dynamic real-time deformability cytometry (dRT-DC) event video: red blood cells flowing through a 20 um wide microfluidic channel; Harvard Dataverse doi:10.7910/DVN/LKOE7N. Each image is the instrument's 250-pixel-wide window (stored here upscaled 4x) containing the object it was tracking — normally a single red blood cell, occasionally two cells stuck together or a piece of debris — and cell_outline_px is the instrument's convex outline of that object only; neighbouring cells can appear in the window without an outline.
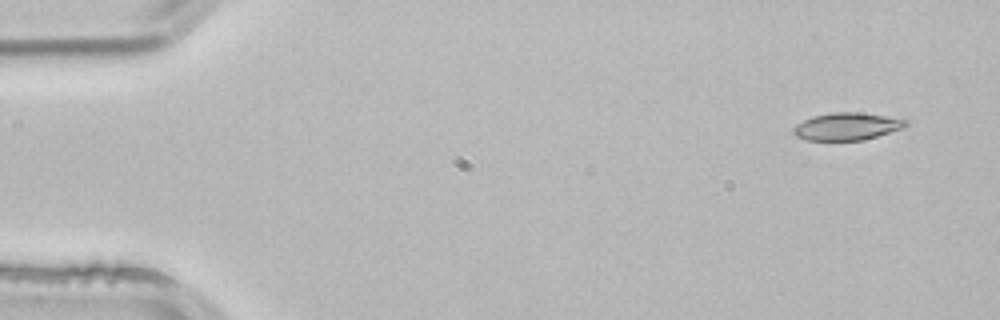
{"species": "common noctule bat (a hibernating species)", "species_latin": "Nyctalus noctula", "temperature_condition": "room temperature", "stored_images_in_passage": 3, "camera_frame_rate_fps": 3000, "um_per_image_px": 0.085, "animal": {"sex": "male", "body_mass_g": 21.5, "forearm_length_mm": 52.0}, "frame": {"image": 1, "passage_image": 1, "time_ms": 0.0, "image_size_px": [1000, 320], "cell_outline_px": [[908, 124], [904, 128], [864, 140], [808, 140], [796, 136], [792, 132], [792, 128], [796, 124], [812, 116], [832, 112], [860, 112], [908, 120]], "centroid_in_image_um": [71.98, 10.74], "position_along_channel_um": 13.0, "area_um2": 17.98}}
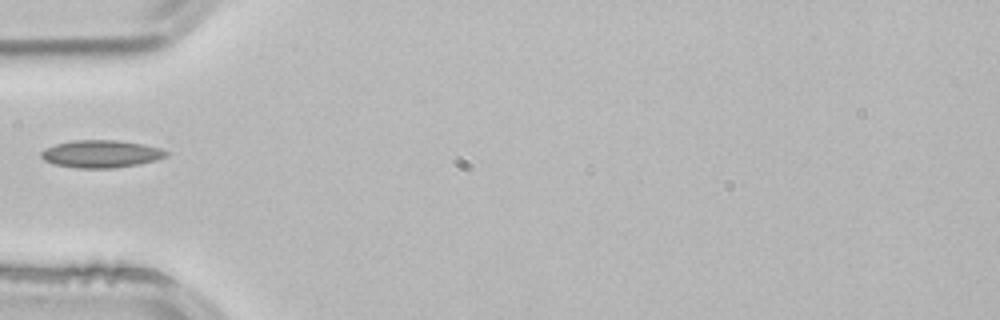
{"frame": {"image": 2, "passage_image": 3, "time_ms": 0.667, "image_size_px": [1000, 320], "cell_outline_px": [[168, 156], [156, 160], [140, 164], [116, 168], [76, 168], [52, 164], [44, 160], [40, 156], [40, 152], [44, 148], [56, 144], [72, 140], [116, 140], [144, 144], [160, 148], [168, 152]], "centroid_in_image_um": [8.57, 13.08], "position_along_channel_um": 76.4, "area_um2": 20.29}}